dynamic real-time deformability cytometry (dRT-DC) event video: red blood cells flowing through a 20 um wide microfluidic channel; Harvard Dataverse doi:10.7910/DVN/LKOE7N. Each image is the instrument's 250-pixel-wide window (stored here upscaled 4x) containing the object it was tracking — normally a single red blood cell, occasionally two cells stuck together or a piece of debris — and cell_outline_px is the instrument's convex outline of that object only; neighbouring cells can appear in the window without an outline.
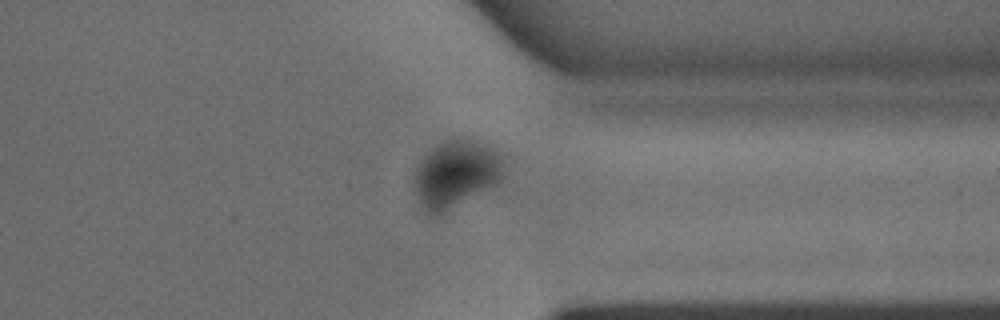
{"species": "common noctule bat (a hibernating species)", "species_latin": "Nyctalus noctula", "temperature_condition": "warm", "stored_images_in_passage": 27, "camera_frame_rate_fps": 3000, "um_per_image_px": 0.085, "animal": {"sex": "male", "body_mass_g": 15.6}, "frame": {"image": 1, "passage_image": 19, "time_ms": 6.0, "image_size_px": [1000, 320], "cell_outline_px": [[508, 156], [504, 176], [496, 184], [440, 212], [428, 216], [420, 208], [412, 180], [416, 168], [420, 160], [432, 148], [448, 140], [460, 136], [468, 136], [488, 144]], "centroid_in_image_um": [38.81, 14.7], "position_along_channel_um": 372.6, "area_um2": 35.84}}
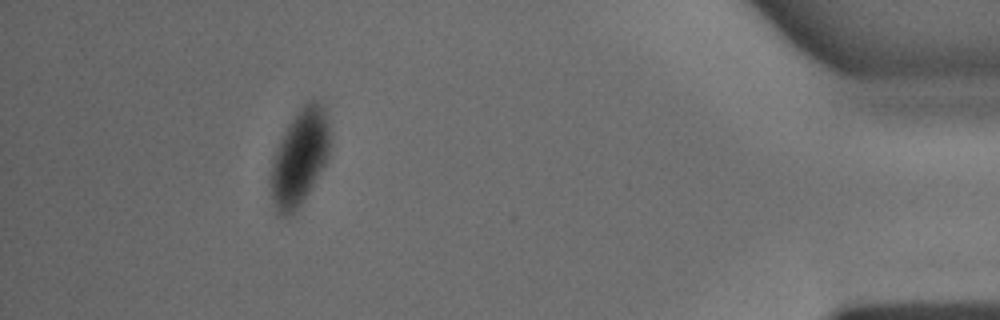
{"frame": {"image": 2, "passage_image": 24, "time_ms": 7.667, "image_size_px": [1000, 320], "cell_outline_px": [[332, 132], [328, 160], [304, 200], [288, 216], [280, 216], [276, 212], [272, 204], [268, 184], [268, 172], [276, 148], [288, 124], [300, 108], [308, 100], [316, 100], [324, 104]], "centroid_in_image_um": [25.46, 13.37], "position_along_channel_um": 409.7, "area_um2": 34.16}}